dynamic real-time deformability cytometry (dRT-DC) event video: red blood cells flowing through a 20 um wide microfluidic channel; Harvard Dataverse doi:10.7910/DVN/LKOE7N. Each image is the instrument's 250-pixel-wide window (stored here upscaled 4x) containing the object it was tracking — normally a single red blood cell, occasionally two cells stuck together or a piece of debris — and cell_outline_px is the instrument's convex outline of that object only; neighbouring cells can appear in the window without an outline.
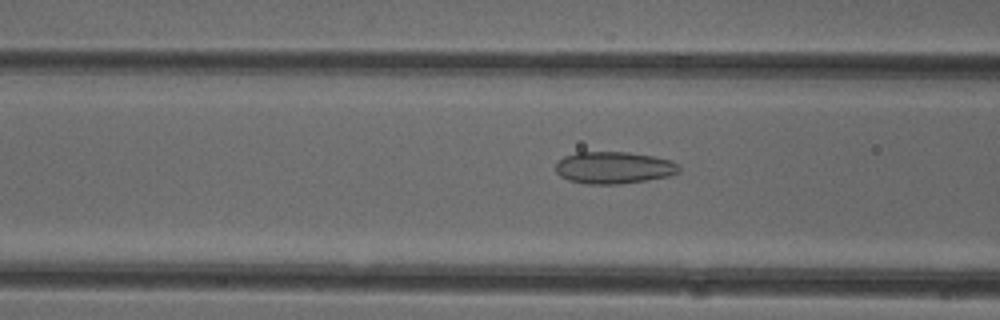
{"species": "common noctule bat (a hibernating species)", "species_latin": "Nyctalus noctula", "temperature_condition": "cold", "stored_images_in_passage": 51, "camera_frame_rate_fps": 3000, "um_per_image_px": 0.085, "animal": {"sex": "female"}, "frame": {"image": 1, "passage_image": 20, "time_ms": 6.333, "image_size_px": [1000, 320], "cell_outline_px": [[680, 172], [668, 176], [620, 184], [584, 184], [568, 180], [560, 176], [556, 172], [556, 164], [564, 156], [576, 152], [628, 152], [652, 156], [672, 160], [680, 164]], "centroid_in_image_um": [52.18, 14.25], "position_along_channel_um": 114.4, "area_um2": 23.12}}
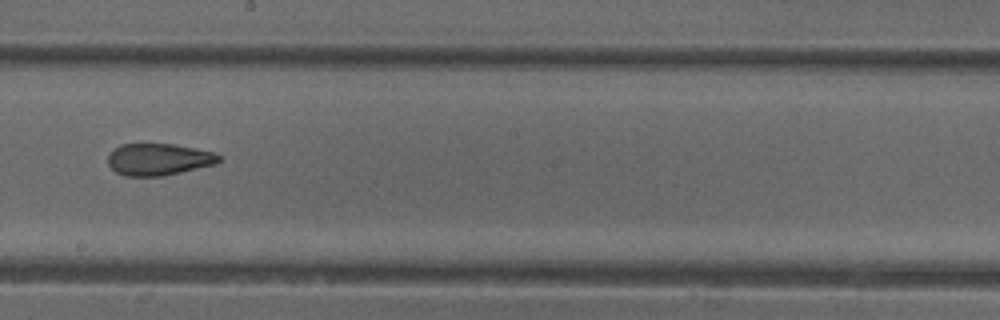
{"frame": {"image": 2, "passage_image": 29, "time_ms": 9.333, "image_size_px": [1000, 320], "cell_outline_px": [[220, 160], [216, 164], [164, 176], [124, 176], [116, 172], [108, 164], [108, 156], [120, 144], [172, 144], [196, 148], [216, 152], [220, 156]], "centroid_in_image_um": [13.51, 13.55], "position_along_channel_um": 234.7, "area_um2": 20.63}}
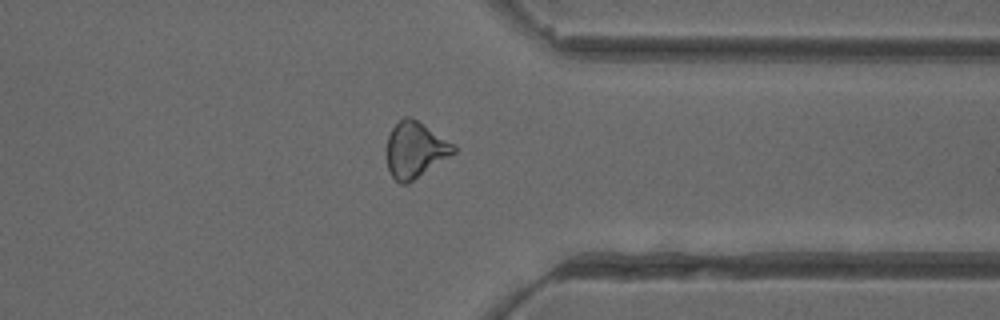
{"frame": {"image": 3, "passage_image": 40, "time_ms": 13.0, "image_size_px": [1000, 320], "cell_outline_px": [[456, 152], [408, 184], [400, 184], [392, 176], [388, 168], [388, 136], [392, 128], [404, 116], [408, 116], [416, 120], [456, 144]], "centroid_in_image_um": [35.31, 12.74], "position_along_channel_um": 376.1, "area_um2": 21.56}, "authors_computed_cell_mechanics": {"area_um2": 22.3108, "velocity_mm_per_s": 4.0004, "shape_relaxation_time_tau1_ms": 11.1163, "shape_relaxation_time_tau2_ms": 2.3474, "deformation_change_tau1": 0.1883, "deformation_change_tau2": 0.1068}}